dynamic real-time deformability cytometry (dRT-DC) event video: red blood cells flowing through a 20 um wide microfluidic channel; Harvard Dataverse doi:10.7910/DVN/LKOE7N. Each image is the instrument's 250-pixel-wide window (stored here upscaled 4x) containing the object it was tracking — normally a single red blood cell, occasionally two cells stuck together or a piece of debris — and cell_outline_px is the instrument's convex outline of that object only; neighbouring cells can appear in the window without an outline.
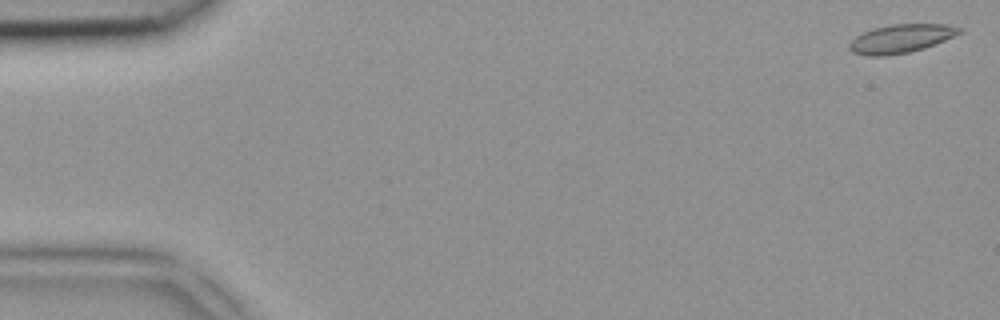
{"species": "common noctule bat (a hibernating species)", "species_latin": "Nyctalus noctula", "temperature_condition": "room temperature", "stored_images_in_passage": 5, "camera_frame_rate_fps": 3000, "um_per_image_px": 0.085, "animal": {"sex": "female", "body_mass_g": 18.4}, "frame": {"image": 1, "passage_image": 1, "time_ms": 0.0, "image_size_px": [1000, 320], "cell_outline_px": [[964, 32], [924, 48], [908, 52], [888, 56], [864, 56], [852, 52], [848, 48], [848, 44], [856, 36], [872, 28], [892, 24], [948, 24], [964, 28]], "centroid_in_image_um": [76.58, 3.28], "position_along_channel_um": 8.4, "area_um2": 18.5}}
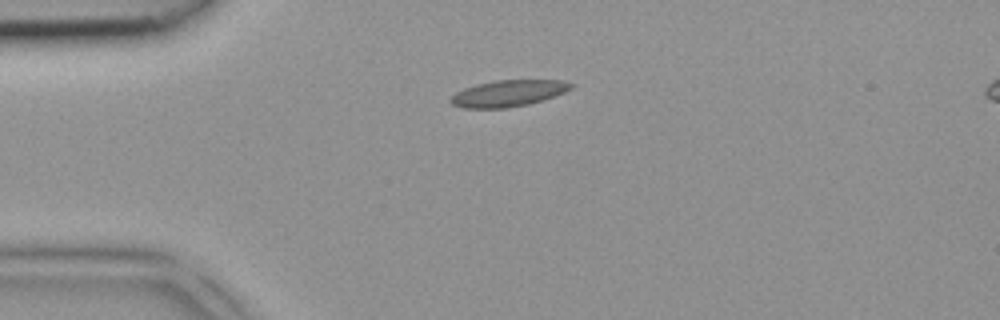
{"frame": {"image": 2, "passage_image": 4, "time_ms": 1.0, "image_size_px": [1000, 320], "cell_outline_px": [[576, 84], [572, 88], [564, 92], [528, 104], [504, 108], [464, 108], [452, 104], [448, 100], [456, 92], [464, 88], [476, 84], [496, 80], [564, 80]], "centroid_in_image_um": [43.19, 7.92], "position_along_channel_um": 41.8, "area_um2": 18.44}}